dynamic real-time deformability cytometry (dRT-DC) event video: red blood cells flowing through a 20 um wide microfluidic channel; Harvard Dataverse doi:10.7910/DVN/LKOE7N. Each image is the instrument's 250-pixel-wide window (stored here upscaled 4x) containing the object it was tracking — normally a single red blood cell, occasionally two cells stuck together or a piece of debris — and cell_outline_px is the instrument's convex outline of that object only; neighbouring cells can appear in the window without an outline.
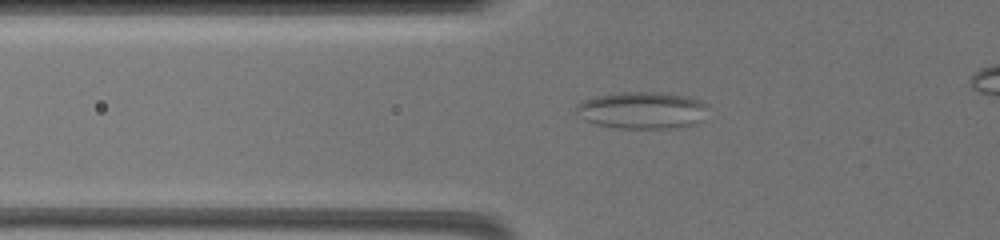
{"species": "common noctule bat (a hibernating species)", "species_latin": "Nyctalus noctula", "temperature_condition": "warm", "stored_images_in_passage": 19, "segment_of_instrument_passage": [1, 2], "camera_frame_rate_fps": 3000, "um_per_image_px": 0.085, "animal": {"sex": "female", "body_mass_g": 19.5, "forearm_length_mm": 54.1}, "frame": {"image": 1, "passage_image": 2, "time_ms": 1.0, "image_size_px": [1000, 240], "cell_outline_px": [[708, 108], [696, 124], [680, 128], [620, 128], [596, 124], [584, 120], [576, 116], [576, 104], [584, 100], [596, 96], [620, 92], [660, 92], [688, 96], [700, 100]], "centroid_in_image_um": [54.55, 9.37], "position_along_channel_um": 71.3, "area_um2": 28.55}}
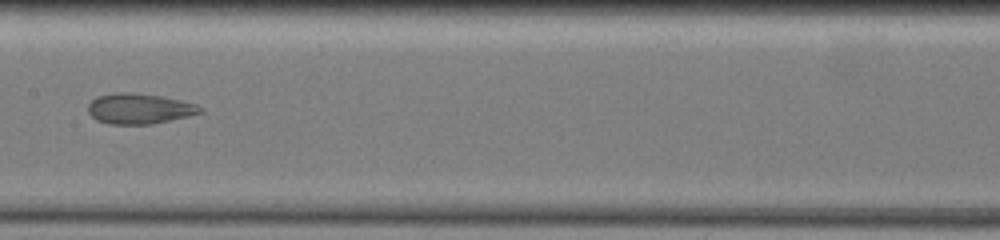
{"frame": {"image": 2, "passage_image": 7, "time_ms": 4.667, "image_size_px": [1000, 240], "cell_outline_px": [[204, 112], [172, 120], [152, 124], [108, 124], [96, 120], [88, 112], [88, 104], [96, 96], [120, 92], [132, 92], [160, 96], [180, 100], [196, 104], [204, 108]], "centroid_in_image_um": [11.85, 9.24], "position_along_channel_um": 195.6, "area_um2": 20.0}}
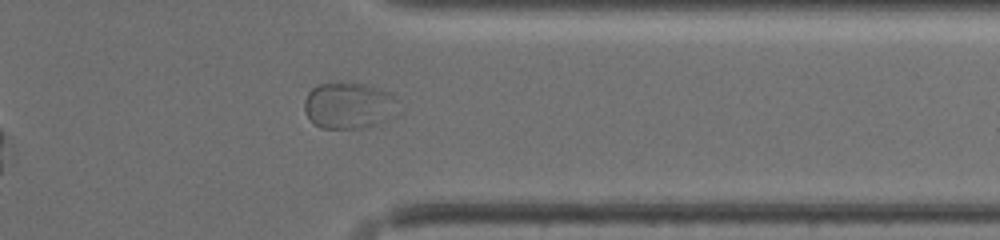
{"frame": {"image": 3, "passage_image": 14, "time_ms": 10.0, "image_size_px": [1000, 240], "cell_outline_px": [[396, 96], [392, 116], [388, 120], [376, 124], [360, 128], [320, 128], [312, 124], [304, 108], [304, 100], [308, 92], [312, 88], [320, 84], [340, 80], [364, 84], [388, 92]], "centroid_in_image_um": [29.58, 8.95], "position_along_channel_um": 381.8, "area_um2": 25.49}}